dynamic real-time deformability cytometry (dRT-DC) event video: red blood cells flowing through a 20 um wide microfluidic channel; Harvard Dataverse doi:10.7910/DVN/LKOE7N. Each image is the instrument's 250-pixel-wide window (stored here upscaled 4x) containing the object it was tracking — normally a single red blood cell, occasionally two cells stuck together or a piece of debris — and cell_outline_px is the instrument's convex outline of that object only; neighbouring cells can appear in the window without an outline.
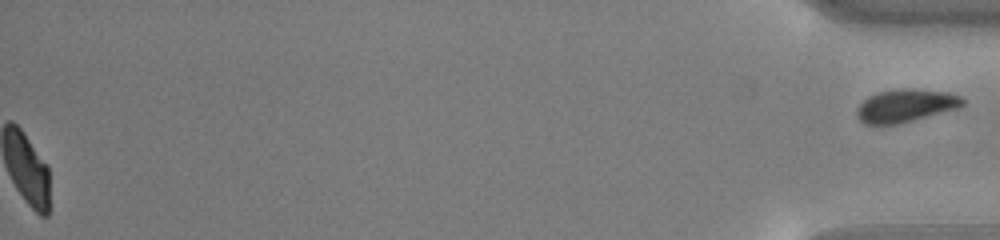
{"species": "common noctule bat (a hibernating species)", "species_latin": "Nyctalus noctula", "temperature_condition": "cold", "stored_images_in_passage": 39, "segment_of_instrument_passage": [2, 2], "camera_frame_rate_fps": 3000, "um_per_image_px": 0.085, "animal": {"sex": "male", "body_mass_g": 13.0, "forearm_length_mm": 53.1}, "frame": {"image": 1, "passage_image": 39, "time_ms": 12.667, "image_size_px": [1000, 240], "cell_outline_px": [[964, 104], [960, 108], [896, 124], [864, 124], [856, 116], [856, 108], [868, 96], [876, 92], [904, 88], [916, 88], [948, 92], [960, 96], [964, 100]], "centroid_in_image_um": [76.98, 8.96], "position_along_channel_um": 358.2, "area_um2": 20.4}}